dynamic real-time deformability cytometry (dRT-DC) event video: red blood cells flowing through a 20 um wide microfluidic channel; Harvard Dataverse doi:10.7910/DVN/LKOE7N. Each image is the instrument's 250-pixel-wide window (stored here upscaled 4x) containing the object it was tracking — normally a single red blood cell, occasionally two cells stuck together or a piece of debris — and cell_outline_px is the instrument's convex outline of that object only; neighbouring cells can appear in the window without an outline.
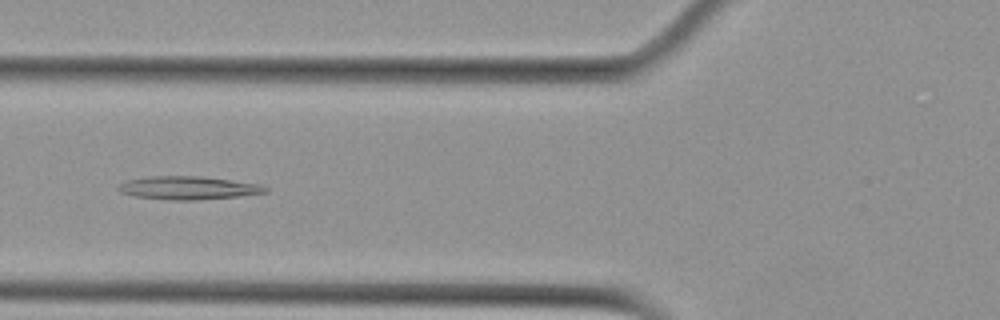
{"species": "Egyptian fruit bat (a non-hibernating species)", "species_latin": "Rousettus aegyptiacus", "temperature_condition": "cold", "stored_images_in_passage": 8, "camera_frame_rate_fps": 3000, "um_per_image_px": 0.085, "animal": {"sex": "female"}, "frame": {"image": 1, "passage_image": 6, "time_ms": 6.333, "image_size_px": [1000, 320], "cell_outline_px": [[268, 192], [240, 196], [196, 200], [172, 200], [136, 196], [120, 192], [116, 188], [120, 184], [128, 180], [148, 176], [204, 176], [260, 184], [268, 188]], "centroid_in_image_um": [16.03, 15.96], "position_along_channel_um": 109.8, "area_um2": 19.88}}
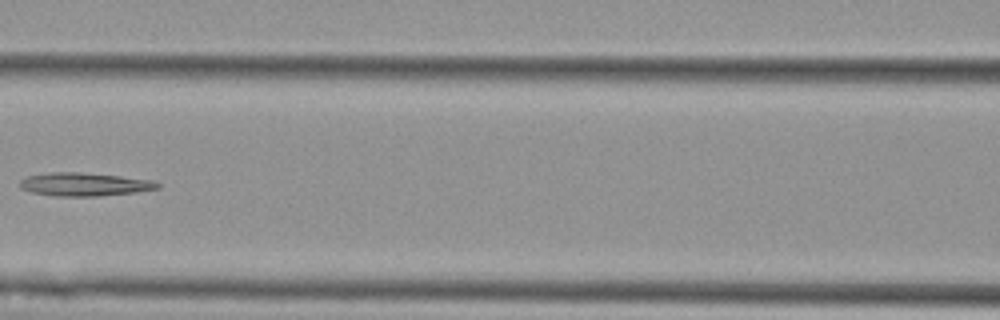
{"frame": {"image": 2, "passage_image": 7, "time_ms": 7.667, "image_size_px": [1000, 320], "cell_outline_px": [[160, 188], [136, 192], [100, 196], [56, 196], [32, 192], [20, 188], [20, 180], [24, 176], [52, 172], [76, 172], [120, 176], [152, 180], [160, 184]], "centroid_in_image_um": [7.16, 15.67], "position_along_channel_um": 159.4, "area_um2": 18.67}}
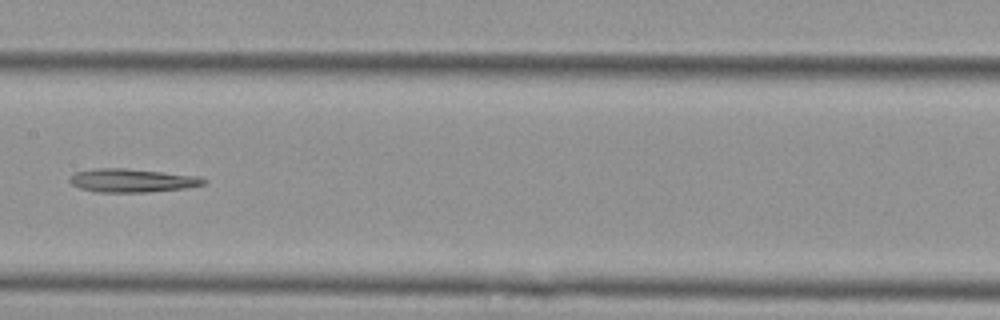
{"frame": {"image": 3, "passage_image": 8, "time_ms": 8.667, "image_size_px": [1000, 320], "cell_outline_px": [[208, 180], [204, 184], [184, 188], [148, 192], [96, 192], [80, 188], [72, 184], [68, 180], [68, 176], [76, 172], [100, 168], [128, 168], [196, 176]], "centroid_in_image_um": [11.18, 15.34], "position_along_channel_um": 196.2, "area_um2": 18.21}}